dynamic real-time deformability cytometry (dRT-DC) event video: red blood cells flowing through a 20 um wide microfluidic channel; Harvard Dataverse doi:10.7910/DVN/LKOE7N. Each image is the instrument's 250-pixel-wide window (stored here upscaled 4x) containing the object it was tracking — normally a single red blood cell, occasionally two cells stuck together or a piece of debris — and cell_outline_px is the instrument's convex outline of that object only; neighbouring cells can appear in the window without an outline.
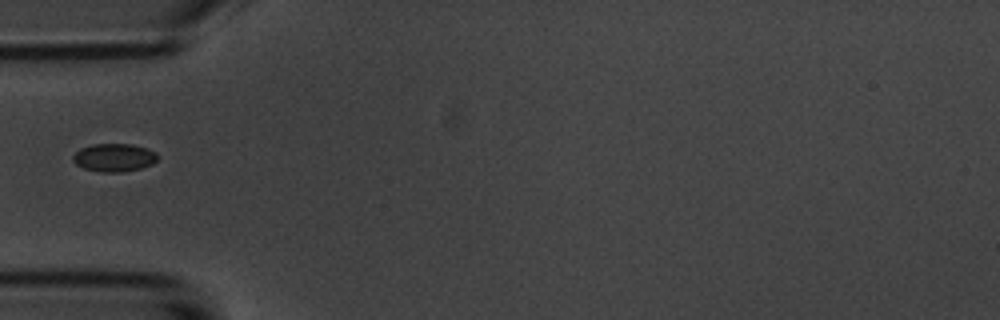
{"species": "common noctule bat (a hibernating species)", "species_latin": "Nyctalus noctula", "temperature_condition": "room temperature", "stored_images_in_passage": 8, "camera_frame_rate_fps": 3000, "um_per_image_px": 0.085, "animal": {"sex": "male", "body_mass_g": 20.1, "forearm_length_mm": 53.5}, "frame": {"image": 1, "passage_image": 5, "time_ms": 4.667, "image_size_px": [1000, 320], "cell_outline_px": [[156, 160], [152, 164], [140, 168], [120, 172], [100, 172], [84, 168], [76, 164], [72, 160], [72, 156], [80, 148], [92, 144], [132, 144], [156, 152]], "centroid_in_image_um": [9.66, 13.39], "position_along_channel_um": 75.3, "area_um2": 13.7}}
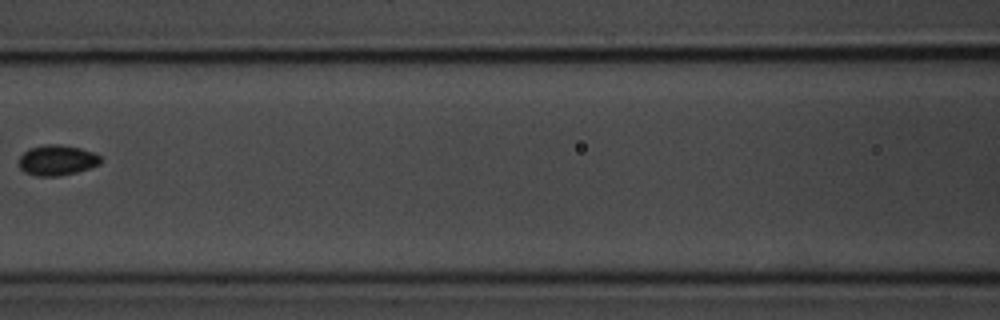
{"frame": {"image": 2, "passage_image": 7, "time_ms": 7.0, "image_size_px": [1000, 320], "cell_outline_px": [[100, 164], [76, 172], [60, 176], [36, 176], [24, 172], [20, 168], [20, 156], [24, 152], [32, 148], [44, 144], [60, 144], [80, 148], [92, 152], [100, 156]], "centroid_in_image_um": [4.84, 13.62], "position_along_channel_um": 161.8, "area_um2": 14.33}}
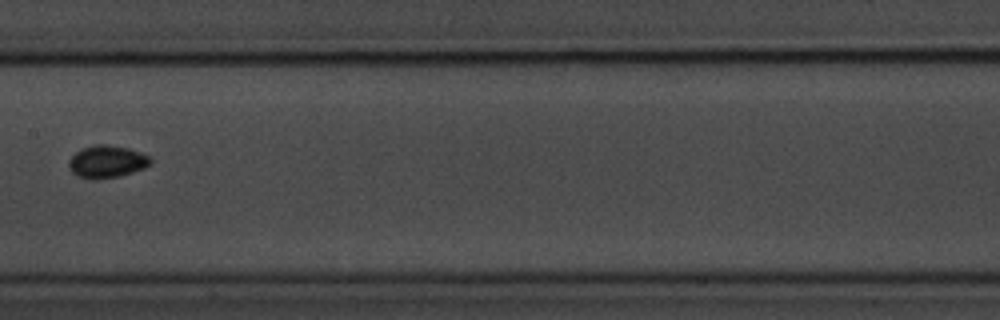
{"frame": {"image": 3, "passage_image": 8, "time_ms": 8.0, "image_size_px": [1000, 320], "cell_outline_px": [[152, 160], [144, 168], [120, 176], [92, 180], [80, 176], [72, 172], [68, 168], [68, 160], [80, 148], [92, 144], [104, 144], [128, 148], [152, 156]], "centroid_in_image_um": [9.07, 13.73], "position_along_channel_um": 198.3, "area_um2": 15.55}}